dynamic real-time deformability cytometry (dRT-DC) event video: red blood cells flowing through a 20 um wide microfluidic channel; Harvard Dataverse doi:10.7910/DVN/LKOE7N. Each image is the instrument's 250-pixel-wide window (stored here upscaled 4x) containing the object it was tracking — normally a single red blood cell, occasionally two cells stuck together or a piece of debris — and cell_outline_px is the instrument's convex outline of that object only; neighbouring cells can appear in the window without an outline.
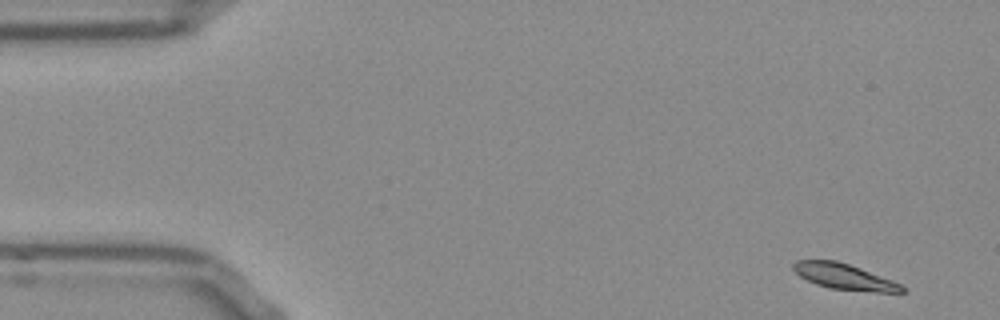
{"species": "Egyptian fruit bat (a non-hibernating species)", "species_latin": "Rousettus aegyptiacus", "temperature_condition": "room temperature", "stored_images_in_passage": 51, "camera_frame_rate_fps": 3000, "um_per_image_px": 0.085, "frame": {"image": 1, "passage_image": 1, "time_ms": 0.0, "image_size_px": [1000, 320], "cell_outline_px": [[908, 292], [876, 292], [828, 288], [816, 284], [800, 276], [792, 268], [792, 264], [796, 260], [836, 260], [860, 268], [892, 280], [908, 288]], "centroid_in_image_um": [71.79, 23.52], "position_along_channel_um": 13.2, "area_um2": 16.3}}
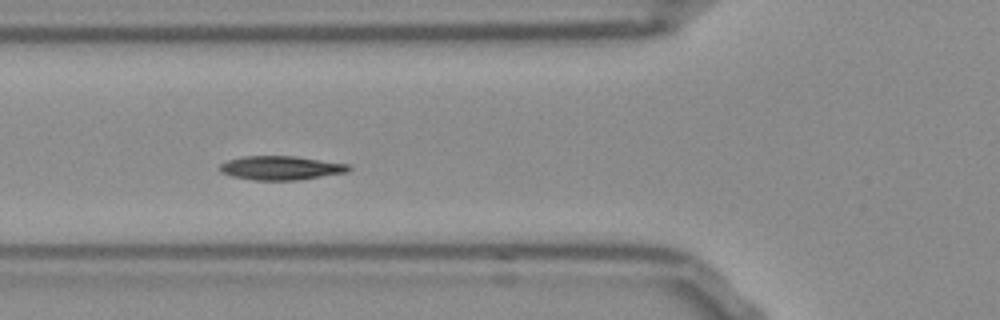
{"frame": {"image": 2, "passage_image": 17, "time_ms": 5.333, "image_size_px": [1000, 320], "cell_outline_px": [[352, 168], [348, 172], [300, 180], [252, 180], [232, 176], [220, 172], [220, 164], [228, 160], [244, 156], [296, 156], [348, 164]], "centroid_in_image_um": [23.89, 14.27], "position_along_channel_um": 101.9, "area_um2": 18.03}}
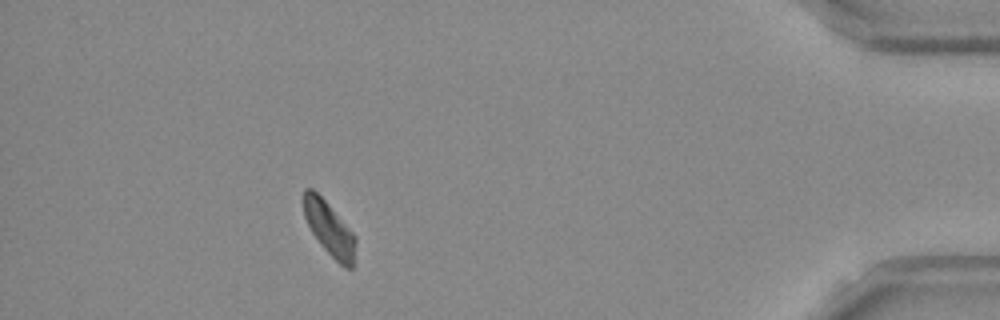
{"frame": {"image": 3, "passage_image": 46, "time_ms": 15.0, "image_size_px": [1000, 320], "cell_outline_px": [[356, 244], [352, 268], [344, 268], [320, 244], [312, 232], [304, 216], [304, 188], [312, 188], [328, 204], [356, 236]], "centroid_in_image_um": [28.0, 19.45], "position_along_channel_um": 407.2, "area_um2": 15.95}, "authors_computed_cell_mechanics": {"area_um2": 17.2822, "velocity_mm_per_s": 3.7538, "shape_relaxation_time_tau1_ms": 3.4901, "shape_relaxation_time_tau2_ms": 5.6202, "deformation_change_tau1": 0.1056, "deformation_change_tau2": 0.0662}}